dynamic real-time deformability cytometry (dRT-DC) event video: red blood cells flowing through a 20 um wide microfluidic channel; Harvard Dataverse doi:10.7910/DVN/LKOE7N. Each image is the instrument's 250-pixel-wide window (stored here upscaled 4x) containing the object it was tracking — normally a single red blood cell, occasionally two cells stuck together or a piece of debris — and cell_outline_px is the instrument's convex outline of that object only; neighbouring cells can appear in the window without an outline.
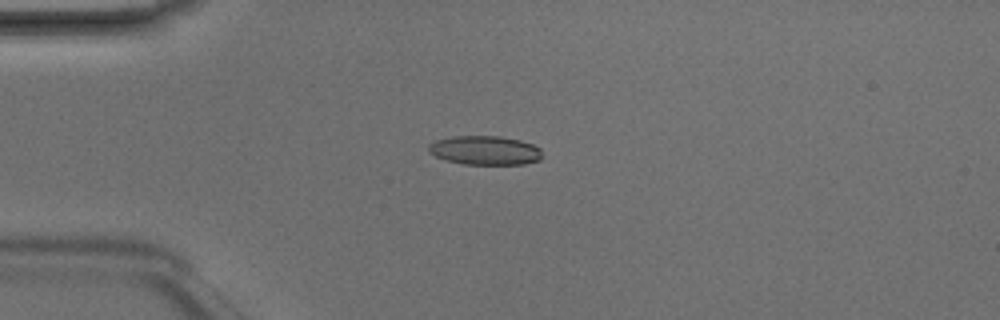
{"species": "Egyptian fruit bat (a non-hibernating species)", "species_latin": "Rousettus aegyptiacus", "temperature_condition": "room temperature", "stored_images_in_passage": 6, "camera_frame_rate_fps": 3000, "um_per_image_px": 0.085, "animal": {"sex": "male"}, "frame": {"image": 1, "passage_image": 4, "time_ms": 1.0, "image_size_px": [1000, 320], "cell_outline_px": [[540, 160], [524, 164], [464, 164], [444, 160], [428, 152], [428, 144], [436, 140], [452, 136], [500, 136], [520, 140], [532, 144], [540, 148]], "centroid_in_image_um": [41.19, 12.78], "position_along_channel_um": 43.8, "area_um2": 19.25}}